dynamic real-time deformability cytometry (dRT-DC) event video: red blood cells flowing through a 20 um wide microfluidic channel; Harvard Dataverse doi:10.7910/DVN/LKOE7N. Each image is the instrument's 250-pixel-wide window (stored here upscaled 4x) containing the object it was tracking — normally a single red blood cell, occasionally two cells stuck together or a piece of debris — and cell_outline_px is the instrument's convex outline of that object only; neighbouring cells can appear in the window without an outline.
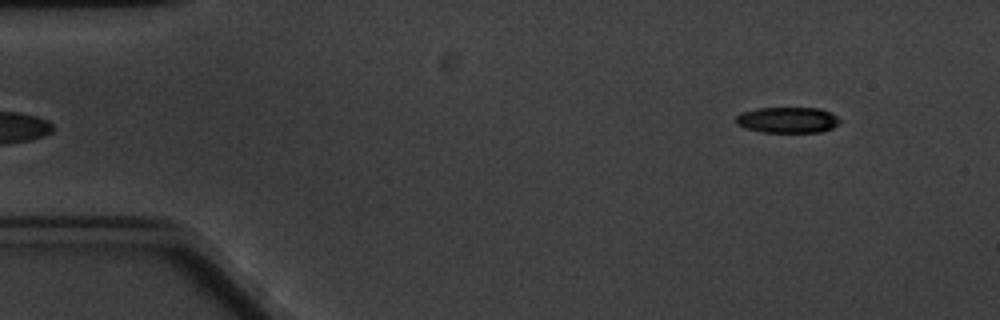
{"species": "common noctule bat (a hibernating species)", "species_latin": "Nyctalus noctula", "temperature_condition": "cold", "stored_images_in_passage": 5, "camera_frame_rate_fps": 3000, "um_per_image_px": 0.085, "animal": {"sex": "male", "body_mass_g": 20.1, "forearm_length_mm": 53.5}, "frame": {"image": 1, "passage_image": 5, "time_ms": 5.333, "image_size_px": [1000, 320], "cell_outline_px": [[840, 124], [832, 128], [820, 132], [760, 132], [744, 128], [736, 124], [736, 116], [740, 112], [756, 108], [820, 108], [836, 116], [840, 120]], "centroid_in_image_um": [66.91, 10.2], "position_along_channel_um": 18.1, "area_um2": 15.78}}